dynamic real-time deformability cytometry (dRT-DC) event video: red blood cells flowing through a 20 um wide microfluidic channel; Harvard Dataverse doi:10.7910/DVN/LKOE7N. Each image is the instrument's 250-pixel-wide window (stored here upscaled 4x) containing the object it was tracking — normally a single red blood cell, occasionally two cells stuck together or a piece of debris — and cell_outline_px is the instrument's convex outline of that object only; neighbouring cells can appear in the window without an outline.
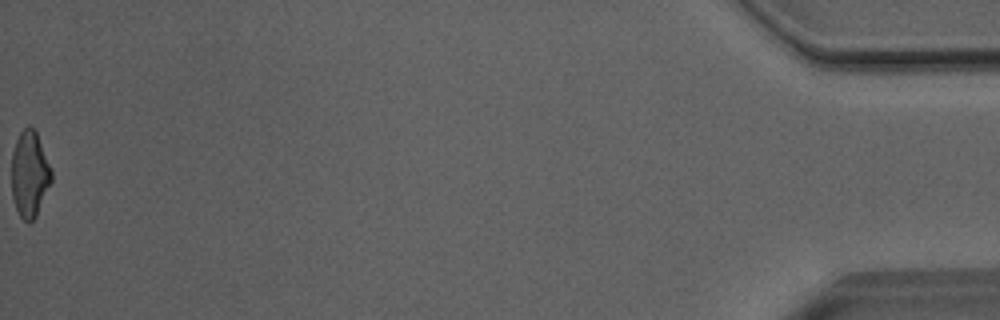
{"species": "Egyptian fruit bat (a non-hibernating species)", "species_latin": "Rousettus aegyptiacus", "temperature_condition": "room temperature", "stored_images_in_passage": 51, "camera_frame_rate_fps": 3000, "um_per_image_px": 0.085, "animal": {"sex": "male"}, "frame": {"image": 1, "passage_image": 51, "time_ms": 16.667, "image_size_px": [1000, 320], "cell_outline_px": [[52, 180], [36, 216], [28, 224], [20, 216], [16, 208], [12, 196], [12, 152], [16, 140], [20, 132], [28, 124], [36, 132], [52, 172]], "centroid_in_image_um": [2.51, 14.81], "position_along_channel_um": 432.7, "area_um2": 19.77}, "authors_computed_cell_mechanics": {"area_um2": 21.9062, "velocity_mm_per_s": 4.0919, "shape_relaxation_time_tau1_ms": 7.3916, "shape_relaxation_time_tau2_ms": 2.1244, "deformation_change_tau1": 0.1991, "deformation_change_tau2": 0.1091}}